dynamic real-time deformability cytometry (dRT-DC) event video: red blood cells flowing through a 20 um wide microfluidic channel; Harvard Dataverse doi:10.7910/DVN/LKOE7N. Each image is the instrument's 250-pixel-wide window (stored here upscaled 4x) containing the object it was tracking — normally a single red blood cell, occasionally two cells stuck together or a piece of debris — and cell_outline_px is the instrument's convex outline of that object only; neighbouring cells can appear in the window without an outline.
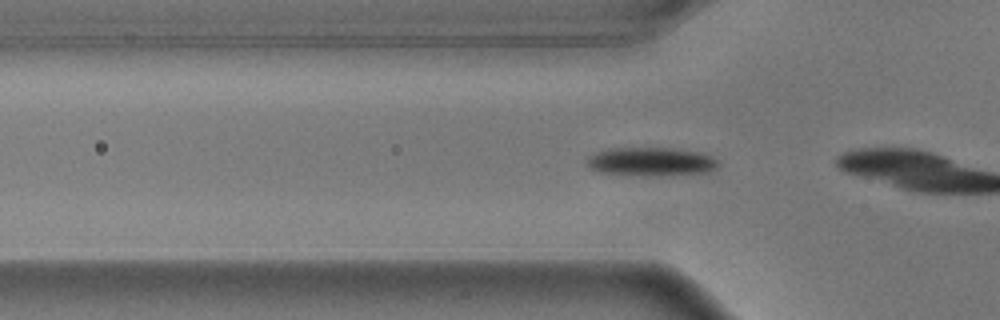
{"species": "common noctule bat (a hibernating species)", "species_latin": "Nyctalus noctula", "temperature_condition": "warm", "stored_images_in_passage": 9, "camera_frame_rate_fps": 3000, "um_per_image_px": 0.085, "animal": {"sex": "male", "body_mass_g": 17.9}, "frame": {"image": 1, "passage_image": 4, "time_ms": 1.0, "image_size_px": [1000, 320], "cell_outline_px": [[720, 164], [708, 172], [660, 176], [604, 172], [592, 168], [588, 164], [588, 156], [596, 152], [612, 148], [668, 148], [696, 152], [708, 156], [716, 160]], "centroid_in_image_um": [55.35, 13.74], "position_along_channel_um": 70.4, "area_um2": 21.21}}